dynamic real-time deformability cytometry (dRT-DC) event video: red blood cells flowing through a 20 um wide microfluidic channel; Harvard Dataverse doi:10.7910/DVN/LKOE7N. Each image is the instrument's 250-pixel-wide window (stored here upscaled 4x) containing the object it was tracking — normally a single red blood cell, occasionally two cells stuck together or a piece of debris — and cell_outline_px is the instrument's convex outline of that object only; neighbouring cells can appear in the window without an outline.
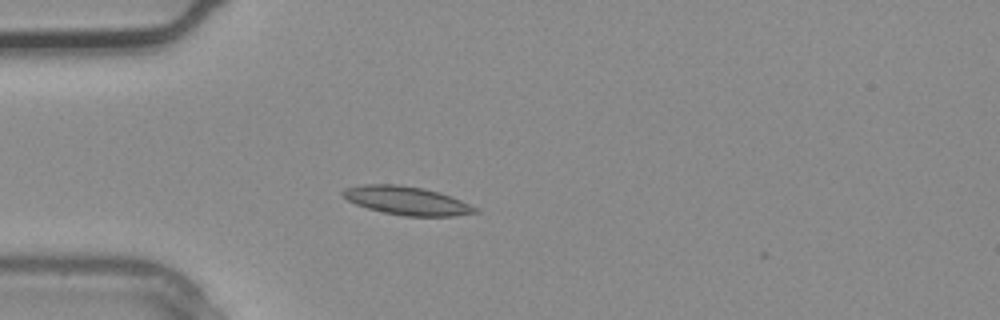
{"species": "common noctule bat (a hibernating species)", "species_latin": "Nyctalus noctula", "temperature_condition": "warm", "stored_images_in_passage": 1, "camera_frame_rate_fps": 3000, "um_per_image_px": 0.085, "animal": {"sex": "male", "body_mass_g": 20.4}, "frame": {"image": 1, "passage_image": 1, "time_ms": 0.0, "image_size_px": [1000, 320], "cell_outline_px": [[480, 212], [452, 216], [404, 216], [384, 212], [368, 208], [356, 204], [348, 200], [340, 192], [344, 188], [364, 184], [396, 184], [424, 188], [440, 192], [452, 196], [476, 208]], "centroid_in_image_um": [34.56, 17.04], "position_along_channel_um": 50.4, "area_um2": 21.85}}